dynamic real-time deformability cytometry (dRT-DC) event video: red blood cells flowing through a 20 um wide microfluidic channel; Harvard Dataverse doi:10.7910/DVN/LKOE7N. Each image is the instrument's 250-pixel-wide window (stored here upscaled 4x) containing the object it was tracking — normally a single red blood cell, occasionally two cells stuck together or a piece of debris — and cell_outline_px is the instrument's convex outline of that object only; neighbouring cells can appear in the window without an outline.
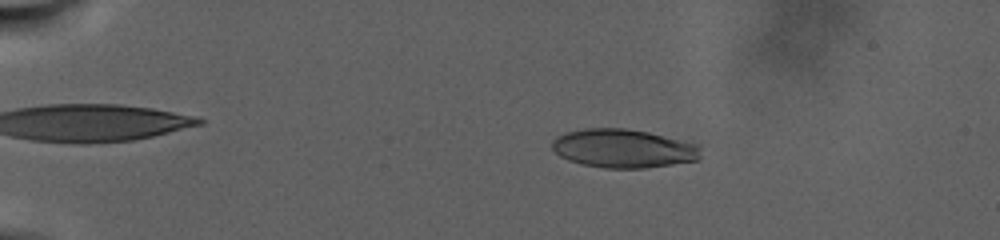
{"species": "human", "species_latin": "Homo sapiens", "temperature_condition": "warm", "stored_images_in_passage": 66, "camera_frame_rate_fps": 3000, "um_per_image_px": 0.085, "donor": {"sex": "male"}, "frame": {"image": 1, "passage_image": 16, "time_ms": 6.0, "image_size_px": [1000, 240], "cell_outline_px": [[700, 156], [696, 160], [672, 164], [644, 168], [604, 168], [580, 164], [568, 160], [560, 156], [552, 148], [552, 140], [556, 136], [564, 132], [584, 128], [624, 128], [648, 132], [700, 144]], "centroid_in_image_um": [52.96, 12.61], "position_along_channel_um": 32.0, "area_um2": 33.64}}
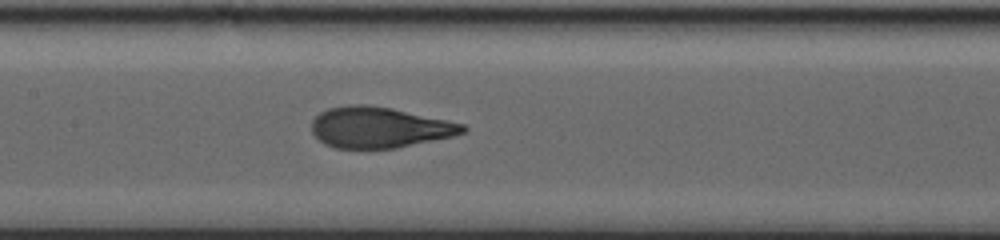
{"frame": {"image": 2, "passage_image": 43, "time_ms": 16.667, "image_size_px": [1000, 240], "cell_outline_px": [[468, 128], [464, 132], [452, 136], [396, 148], [336, 148], [324, 144], [312, 132], [312, 120], [320, 112], [328, 108], [348, 104], [368, 104], [392, 108], [464, 124]], "centroid_in_image_um": [32.21, 10.82], "position_along_channel_um": 175.2, "area_um2": 35.84}}
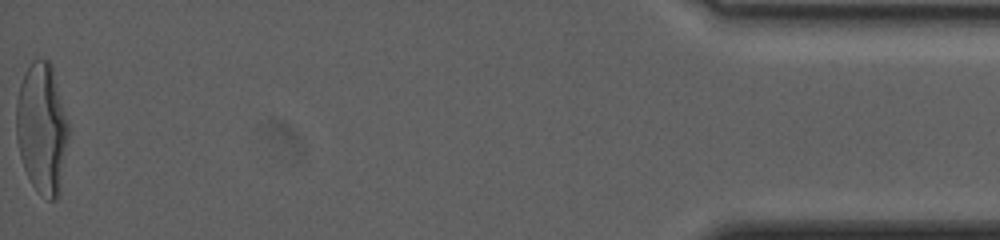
{"frame": {"image": 3, "passage_image": 66, "time_ms": 32.0, "image_size_px": [1000, 240], "cell_outline_px": [[68, 140], [60, 196], [56, 200], [48, 200], [36, 192], [24, 168], [20, 156], [16, 140], [16, 100], [20, 84], [24, 72], [32, 60], [48, 60], [52, 64], [68, 120]], "centroid_in_image_um": [3.57, 10.94], "position_along_channel_um": 431.6, "area_um2": 40.46}, "authors_computed_cell_mechanics": {"area_um2": 35.4603, "velocity_mm_per_s": 2.2084, "shape_relaxation_time_tau1_ms": 8.656, "shape_relaxation_time_tau2_ms": null, "deformation_change_tau1": 0.2735, "deformation_change_tau2": null}}